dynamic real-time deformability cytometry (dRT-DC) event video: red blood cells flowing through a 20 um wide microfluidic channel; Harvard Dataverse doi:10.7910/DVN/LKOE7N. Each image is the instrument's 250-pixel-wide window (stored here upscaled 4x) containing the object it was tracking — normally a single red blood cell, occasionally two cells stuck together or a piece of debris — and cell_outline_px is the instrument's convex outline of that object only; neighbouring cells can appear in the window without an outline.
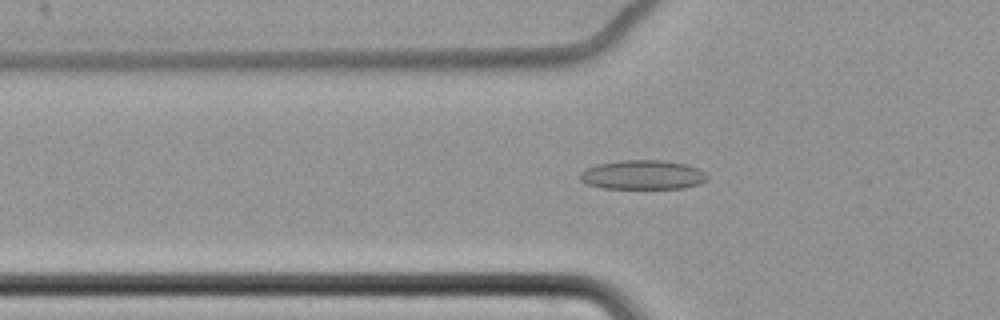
{"species": "common noctule bat (a hibernating species)", "species_latin": "Nyctalus noctula", "temperature_condition": "cold", "stored_images_in_passage": 64, "camera_frame_rate_fps": 3000, "um_per_image_px": 0.085, "animal": {"sex": "female", "body_mass_g": 22.7, "forearm_length_mm": 54.2}, "frame": {"image": 1, "passage_image": 25, "time_ms": 8.0, "image_size_px": [1000, 320], "cell_outline_px": [[708, 180], [700, 184], [684, 188], [604, 188], [588, 184], [580, 180], [580, 172], [584, 168], [596, 164], [620, 160], [660, 160], [688, 164], [704, 172], [708, 176]], "centroid_in_image_um": [54.63, 14.85], "position_along_channel_um": 71.2, "area_um2": 21.85}}
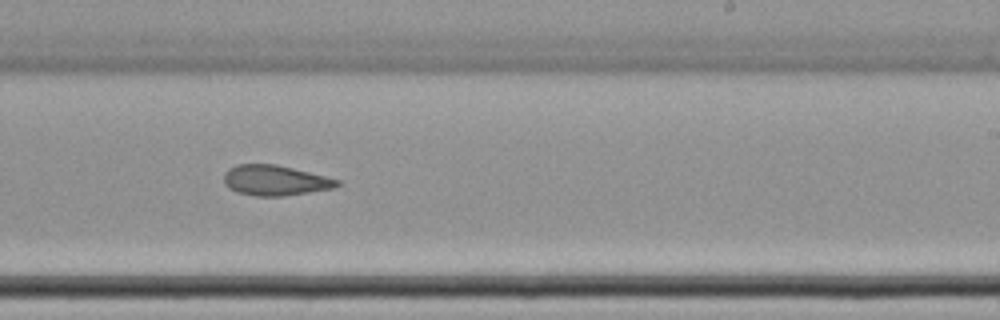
{"frame": {"image": 2, "passage_image": 42, "time_ms": 13.667, "image_size_px": [1000, 320], "cell_outline_px": [[340, 184], [332, 188], [284, 196], [256, 196], [236, 192], [228, 188], [224, 184], [224, 172], [228, 168], [236, 164], [276, 164], [340, 180]], "centroid_in_image_um": [23.32, 15.33], "position_along_channel_um": 265.7, "area_um2": 19.94}}
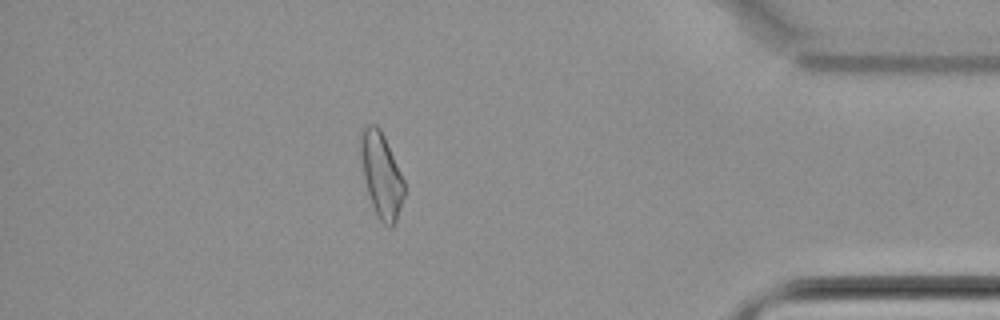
{"frame": {"image": 3, "passage_image": 57, "time_ms": 18.667, "image_size_px": [1000, 320], "cell_outline_px": [[404, 196], [396, 220], [392, 228], [388, 228], [376, 216], [364, 180], [356, 148], [360, 128], [368, 124], [376, 124], [380, 128], [384, 136], [404, 180]], "centroid_in_image_um": [32.34, 14.8], "position_along_channel_um": 402.9, "area_um2": 22.25}, "authors_computed_cell_mechanics": {"area_um2": 21.9929, "velocity_mm_per_s": 3.4738, "shape_relaxation_time_tau1_ms": null, "shape_relaxation_time_tau2_ms": 4.1877, "deformation_change_tau1": null, "deformation_change_tau2": 0.107}}